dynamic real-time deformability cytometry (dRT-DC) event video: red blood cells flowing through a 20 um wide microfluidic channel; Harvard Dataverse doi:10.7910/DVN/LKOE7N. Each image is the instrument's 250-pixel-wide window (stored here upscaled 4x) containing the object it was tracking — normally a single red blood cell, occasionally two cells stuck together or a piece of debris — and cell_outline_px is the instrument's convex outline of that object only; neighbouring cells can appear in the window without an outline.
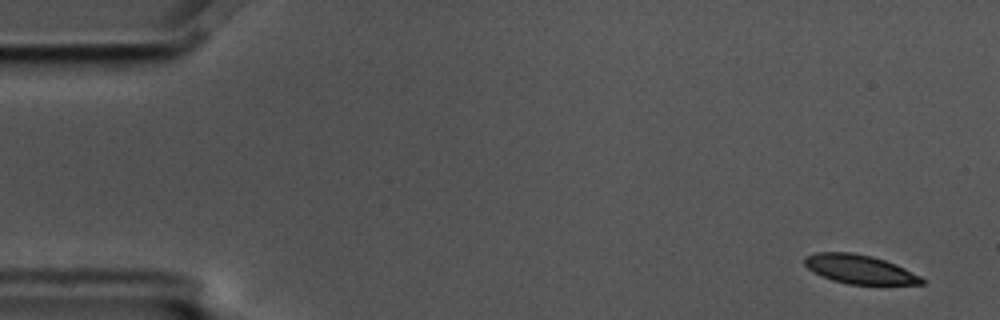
{"species": "common noctule bat (a hibernating species)", "species_latin": "Nyctalus noctula", "temperature_condition": "cold", "stored_images_in_passage": 6, "camera_frame_rate_fps": 3000, "um_per_image_px": 0.085, "animal": {"sex": "male", "body_mass_g": 17.5, "forearm_length_mm": 52.3}, "frame": {"image": 1, "passage_image": 1, "time_ms": 0.0, "image_size_px": [1000, 320], "cell_outline_px": [[924, 284], [848, 284], [832, 280], [820, 276], [812, 272], [804, 264], [804, 256], [816, 252], [852, 252], [872, 256], [896, 264], [920, 276], [924, 280]], "centroid_in_image_um": [73.01, 22.88], "position_along_channel_um": 12.0, "area_um2": 19.77}}
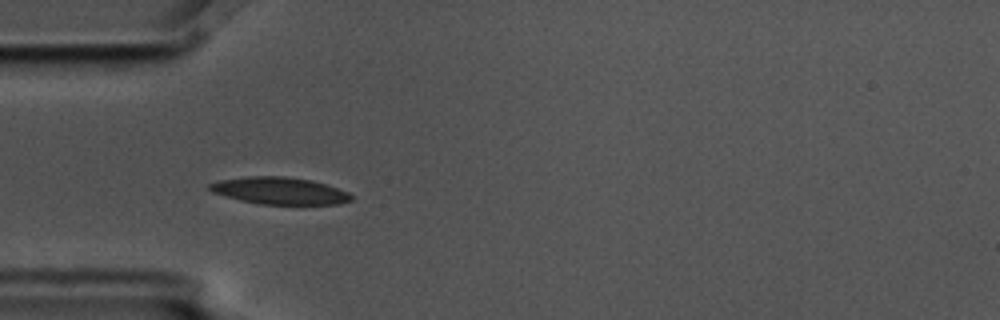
{"frame": {"image": 2, "passage_image": 5, "time_ms": 1.333, "image_size_px": [1000, 320], "cell_outline_px": [[352, 200], [336, 204], [260, 204], [240, 200], [212, 192], [208, 188], [208, 184], [220, 180], [244, 176], [284, 176], [312, 180], [348, 192], [352, 196]], "centroid_in_image_um": [23.73, 16.21], "position_along_channel_um": 61.3, "area_um2": 22.2}}